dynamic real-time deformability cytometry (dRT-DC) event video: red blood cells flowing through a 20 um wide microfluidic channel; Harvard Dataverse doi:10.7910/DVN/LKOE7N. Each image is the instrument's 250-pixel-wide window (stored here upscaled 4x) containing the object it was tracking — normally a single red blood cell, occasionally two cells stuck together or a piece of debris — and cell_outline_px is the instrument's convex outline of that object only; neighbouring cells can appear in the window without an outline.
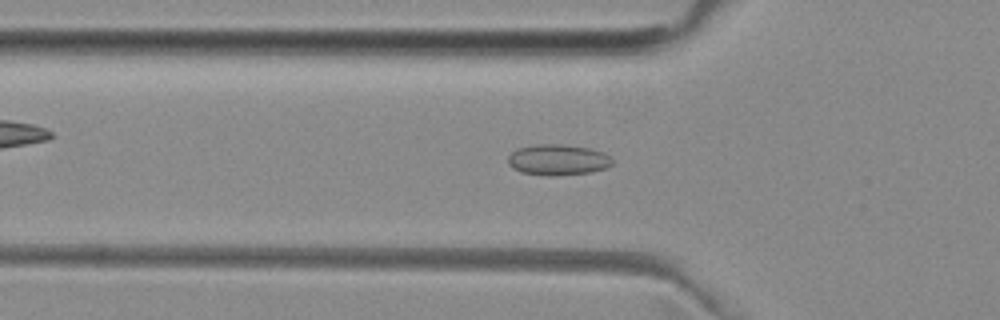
{"species": "common noctule bat (a hibernating species)", "species_latin": "Nyctalus noctula", "temperature_condition": "room temperature", "stored_images_in_passage": 50, "camera_frame_rate_fps": 3000, "um_per_image_px": 0.085, "animal": {"sex": "female", "body_mass_g": 29.2, "forearm_length_mm": 56.3}, "frame": {"image": 1, "passage_image": 16, "time_ms": 5.0, "image_size_px": [1000, 320], "cell_outline_px": [[612, 164], [604, 168], [592, 172], [556, 176], [548, 176], [520, 172], [512, 168], [508, 164], [508, 156], [516, 148], [536, 144], [564, 144], [588, 148], [604, 152], [612, 160]], "centroid_in_image_um": [47.38, 13.58], "position_along_channel_um": 78.4, "area_um2": 18.9}}
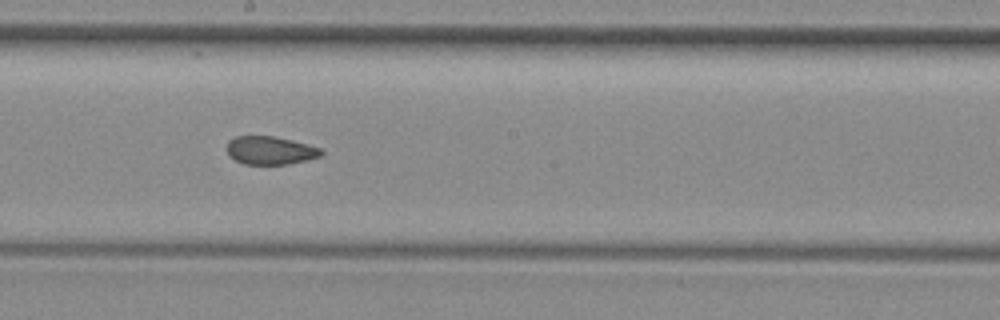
{"frame": {"image": 2, "passage_image": 27, "time_ms": 8.667, "image_size_px": [1000, 320], "cell_outline_px": [[324, 152], [320, 156], [308, 160], [288, 164], [244, 164], [228, 156], [228, 140], [236, 136], [272, 136], [292, 140], [308, 144], [320, 148]], "centroid_in_image_um": [22.98, 12.78], "position_along_channel_um": 225.2, "area_um2": 15.49}}
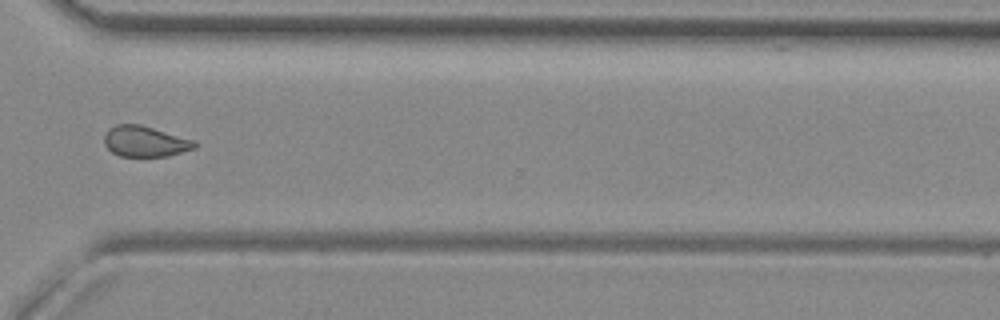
{"frame": {"image": 3, "passage_image": 37, "time_ms": 12.0, "image_size_px": [1000, 320], "cell_outline_px": [[196, 148], [168, 156], [120, 156], [112, 152], [104, 144], [104, 132], [108, 128], [116, 124], [140, 124], [196, 140]], "centroid_in_image_um": [12.32, 12.01], "position_along_channel_um": 358.3, "area_um2": 16.36}, "authors_computed_cell_mechanics": {"area_um2": 16.9065, "velocity_mm_per_s": 3.9824, "shape_relaxation_time_tau1_ms": null, "shape_relaxation_time_tau2_ms": 1.5554, "deformation_change_tau1": null, "deformation_change_tau2": 0.0621}}